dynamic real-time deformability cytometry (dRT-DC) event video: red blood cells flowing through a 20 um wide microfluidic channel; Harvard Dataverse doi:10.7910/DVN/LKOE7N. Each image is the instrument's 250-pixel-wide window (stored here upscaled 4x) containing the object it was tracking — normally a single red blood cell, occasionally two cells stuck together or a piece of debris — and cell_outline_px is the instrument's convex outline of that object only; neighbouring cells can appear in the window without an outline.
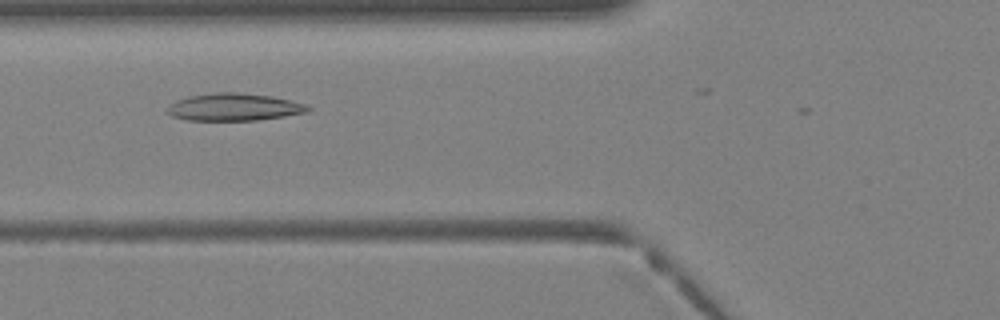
{"species": "Egyptian fruit bat (a non-hibernating species)", "species_latin": "Rousettus aegyptiacus", "temperature_condition": "warm", "stored_images_in_passage": 12, "camera_frame_rate_fps": 3000, "um_per_image_px": 0.085, "animal": {"sex": "female"}, "frame": {"image": 1, "passage_image": 7, "time_ms": 2.0, "image_size_px": [1000, 320], "cell_outline_px": [[312, 108], [308, 112], [284, 116], [256, 120], [188, 120], [172, 116], [168, 112], [168, 108], [176, 100], [188, 96], [220, 92], [236, 92], [272, 96], [304, 104]], "centroid_in_image_um": [19.9, 9.1], "position_along_channel_um": 105.9, "area_um2": 22.14}}
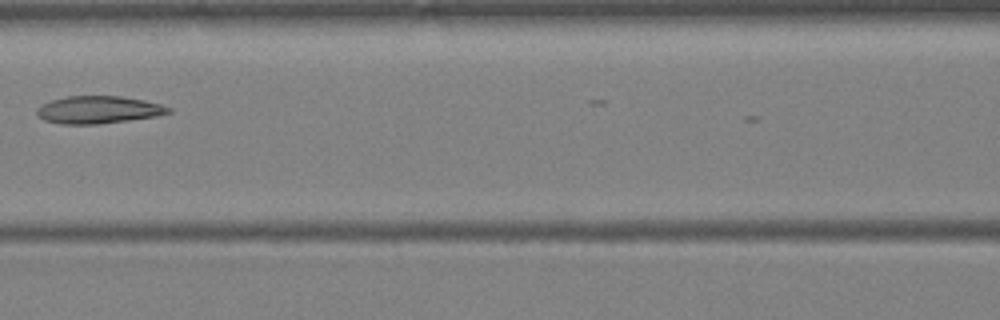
{"frame": {"image": 2, "passage_image": 10, "time_ms": 3.0, "image_size_px": [1000, 320], "cell_outline_px": [[172, 112], [156, 116], [128, 120], [96, 124], [60, 124], [44, 120], [36, 112], [36, 108], [40, 104], [52, 100], [68, 96], [120, 96], [144, 100], [160, 104], [172, 108]], "centroid_in_image_um": [8.35, 9.33], "position_along_channel_um": 158.2, "area_um2": 21.04}}